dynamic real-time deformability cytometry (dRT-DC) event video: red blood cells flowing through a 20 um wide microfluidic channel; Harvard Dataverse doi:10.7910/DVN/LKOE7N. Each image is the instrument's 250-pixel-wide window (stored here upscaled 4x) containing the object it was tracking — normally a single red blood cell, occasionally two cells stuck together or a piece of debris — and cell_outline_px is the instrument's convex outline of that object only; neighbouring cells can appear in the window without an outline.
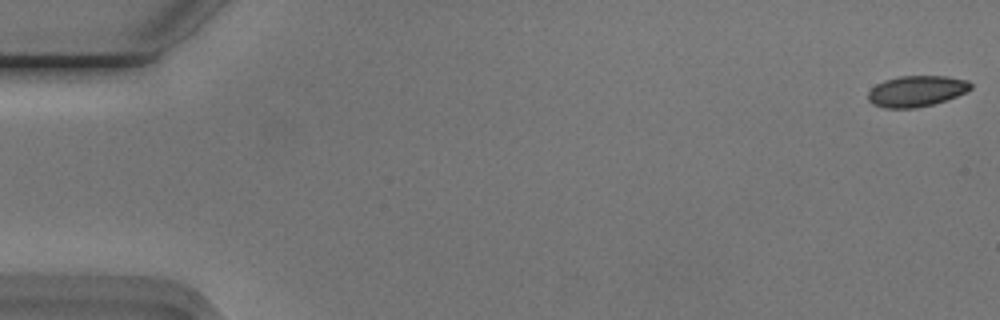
{"species": "Egyptian fruit bat (a non-hibernating species)", "species_latin": "Rousettus aegyptiacus", "temperature_condition": "cold", "stored_images_in_passage": 55, "camera_frame_rate_fps": 3000, "um_per_image_px": 0.085, "animal": {"sex": "male"}, "frame": {"image": 1, "passage_image": 1, "time_ms": 0.0, "image_size_px": [1000, 320], "cell_outline_px": [[972, 88], [956, 96], [932, 104], [916, 108], [884, 108], [872, 104], [868, 100], [868, 92], [876, 84], [884, 80], [900, 76], [948, 76], [968, 80], [972, 84]], "centroid_in_image_um": [77.88, 7.74], "position_along_channel_um": 7.1, "area_um2": 18.5}}
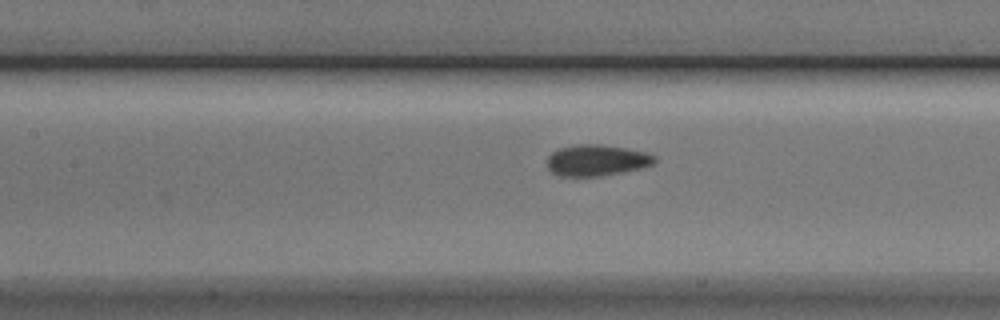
{"frame": {"image": 2, "passage_image": 25, "time_ms": 8.0, "image_size_px": [1000, 320], "cell_outline_px": [[656, 160], [652, 164], [640, 168], [624, 172], [600, 176], [560, 176], [552, 172], [548, 168], [548, 156], [552, 152], [560, 148], [576, 144], [600, 144], [624, 148], [644, 152], [656, 156]], "centroid_in_image_um": [50.7, 13.62], "position_along_channel_um": 156.7, "area_um2": 19.42}}
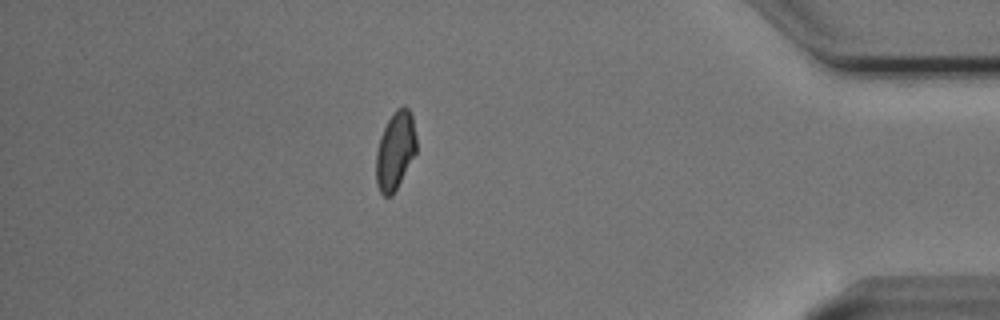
{"frame": {"image": 3, "passage_image": 48, "time_ms": 15.667, "image_size_px": [1000, 320], "cell_outline_px": [[416, 152], [392, 196], [384, 196], [380, 192], [376, 184], [376, 152], [380, 136], [392, 112], [396, 108], [404, 104], [408, 108], [412, 116], [416, 136]], "centroid_in_image_um": [33.59, 12.77], "position_along_channel_um": 401.6, "area_um2": 18.38}, "authors_computed_cell_mechanics": {"area_um2": 19.0162, "velocity_mm_per_s": 3.7416, "shape_relaxation_time_tau1_ms": 2.5701, "shape_relaxation_time_tau2_ms": 2.3644, "deformation_change_tau1": 0.089, "deformation_change_tau2": 0.0456}}